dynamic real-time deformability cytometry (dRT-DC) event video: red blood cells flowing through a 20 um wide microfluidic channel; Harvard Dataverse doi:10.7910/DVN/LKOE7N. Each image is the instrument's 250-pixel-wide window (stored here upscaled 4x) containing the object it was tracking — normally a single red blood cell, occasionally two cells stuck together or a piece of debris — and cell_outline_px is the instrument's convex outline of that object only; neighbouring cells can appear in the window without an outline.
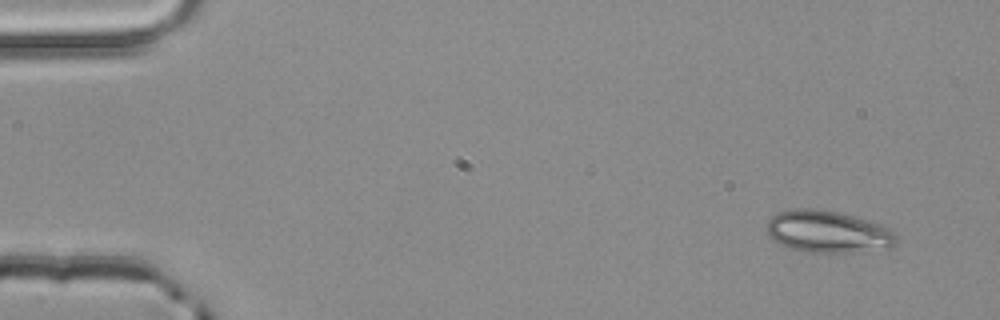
{"species": "common noctule bat (a hibernating species)", "species_latin": "Nyctalus noctula", "temperature_condition": "room temperature", "stored_images_in_passage": 3, "segment_of_instrument_passage": [2, 2], "camera_frame_rate_fps": 3000, "um_per_image_px": 0.085, "animal": {"sex": "male", "body_mass_g": 20.4}, "frame": {"image": 1, "passage_image": 3, "time_ms": 0.667, "image_size_px": [1000, 320], "cell_outline_px": [[896, 244], [888, 248], [852, 252], [800, 252], [780, 244], [772, 240], [764, 232], [764, 224], [776, 212], [792, 208], [808, 208], [840, 212], [884, 224], [892, 228], [896, 232]], "centroid_in_image_um": [70.33, 19.68], "position_along_channel_um": 14.7, "area_um2": 32.6}}